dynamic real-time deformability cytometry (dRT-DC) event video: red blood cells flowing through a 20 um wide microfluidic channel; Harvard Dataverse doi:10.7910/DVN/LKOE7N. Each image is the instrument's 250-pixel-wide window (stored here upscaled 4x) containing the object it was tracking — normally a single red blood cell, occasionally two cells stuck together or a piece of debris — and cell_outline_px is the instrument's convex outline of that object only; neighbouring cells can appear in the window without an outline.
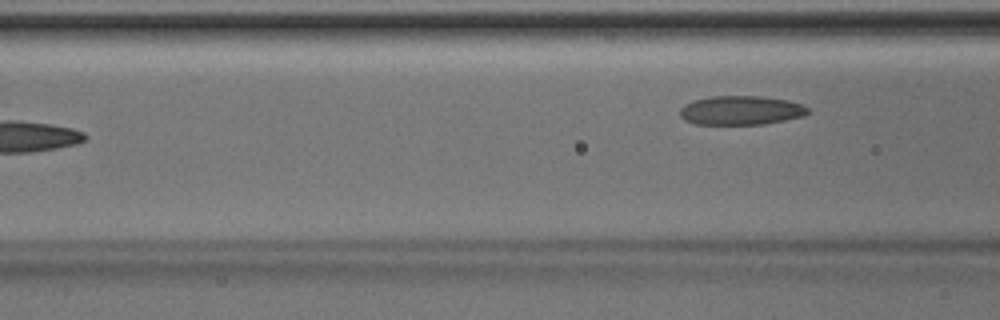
{"species": "Egyptian fruit bat (a non-hibernating species)", "species_latin": "Rousettus aegyptiacus", "temperature_condition": "room temperature", "stored_images_in_passage": 7, "camera_frame_rate_fps": 3000, "um_per_image_px": 0.085, "animal": {"sex": "male"}, "frame": {"image": 1, "passage_image": 7, "time_ms": 2.0, "image_size_px": [1000, 320], "cell_outline_px": [[808, 112], [804, 116], [764, 124], [696, 124], [684, 120], [680, 116], [680, 108], [684, 104], [692, 100], [712, 96], [760, 96], [788, 100], [800, 104], [808, 108]], "centroid_in_image_um": [62.94, 9.37], "position_along_channel_um": 103.7, "area_um2": 21.68}}